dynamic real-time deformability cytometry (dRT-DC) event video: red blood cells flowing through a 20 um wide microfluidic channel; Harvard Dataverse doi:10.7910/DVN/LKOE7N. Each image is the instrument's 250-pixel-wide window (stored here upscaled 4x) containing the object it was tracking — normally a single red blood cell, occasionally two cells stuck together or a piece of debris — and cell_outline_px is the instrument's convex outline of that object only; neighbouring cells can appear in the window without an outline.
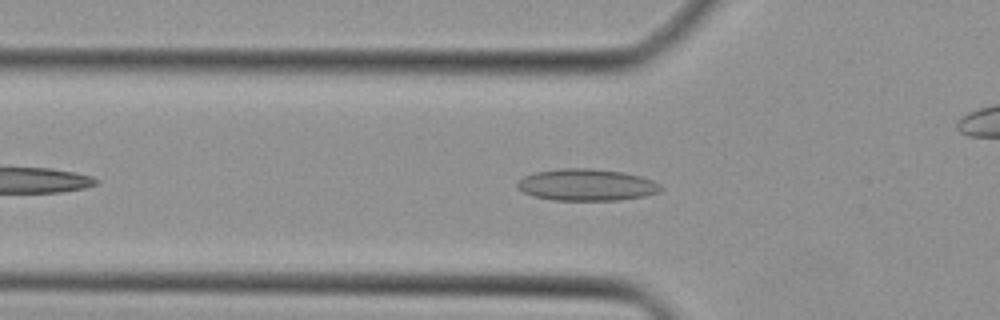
{"species": "Egyptian fruit bat (a non-hibernating species)", "species_latin": "Rousettus aegyptiacus", "temperature_condition": "cold", "stored_images_in_passage": 32, "camera_frame_rate_fps": 3000, "um_per_image_px": 0.085, "animal": {"sex": "female"}, "frame": {"image": 1, "passage_image": 7, "time_ms": 2.0, "image_size_px": [1000, 320], "cell_outline_px": [[664, 188], [660, 192], [644, 196], [620, 200], [552, 200], [532, 196], [524, 192], [516, 184], [524, 176], [536, 172], [560, 168], [592, 168], [624, 172], [640, 176], [652, 180], [660, 184]], "centroid_in_image_um": [49.9, 15.71], "position_along_channel_um": 75.9, "area_um2": 26.65}}
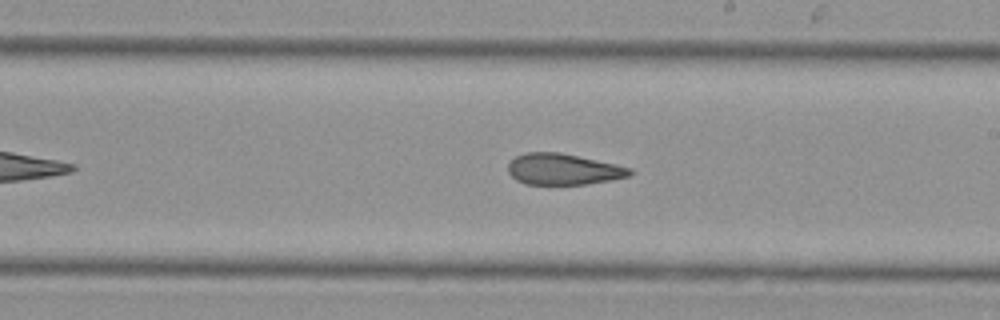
{"frame": {"image": 2, "passage_image": 18, "time_ms": 5.667, "image_size_px": [1000, 320], "cell_outline_px": [[636, 172], [628, 176], [588, 184], [524, 184], [516, 180], [508, 172], [508, 164], [516, 156], [524, 152], [560, 152], [616, 164], [632, 168]], "centroid_in_image_um": [47.87, 14.38], "position_along_channel_um": 241.1, "area_um2": 22.14}}
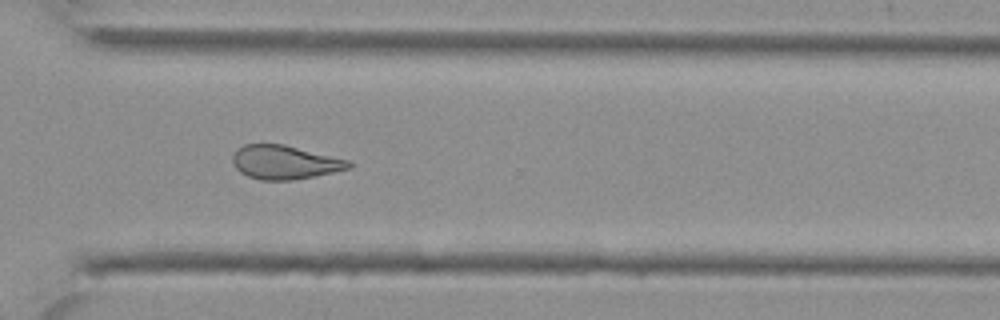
{"frame": {"image": 3, "passage_image": 25, "time_ms": 8.0, "image_size_px": [1000, 320], "cell_outline_px": [[352, 168], [316, 176], [292, 180], [260, 180], [248, 176], [240, 172], [236, 168], [232, 160], [232, 156], [244, 144], [284, 144], [348, 160], [352, 164]], "centroid_in_image_um": [24.21, 13.8], "position_along_channel_um": 346.4, "area_um2": 22.77}}